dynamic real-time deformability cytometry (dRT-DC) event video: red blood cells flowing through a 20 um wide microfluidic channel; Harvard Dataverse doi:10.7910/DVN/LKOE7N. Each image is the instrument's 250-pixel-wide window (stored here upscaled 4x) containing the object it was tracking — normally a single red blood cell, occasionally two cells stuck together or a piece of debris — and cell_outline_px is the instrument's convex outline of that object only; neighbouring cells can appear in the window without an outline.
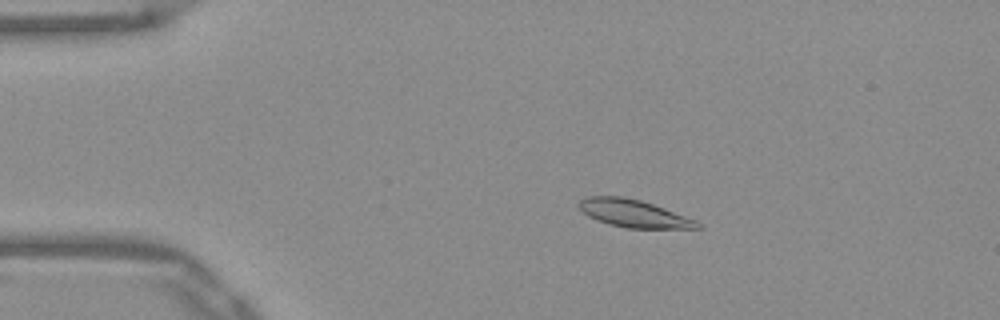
{"species": "Egyptian fruit bat (a non-hibernating species)", "species_latin": "Rousettus aegyptiacus", "temperature_condition": "warm", "stored_images_in_passage": 52, "camera_frame_rate_fps": 3000, "um_per_image_px": 0.085, "frame": {"image": 1, "passage_image": 10, "time_ms": 3.0, "image_size_px": [1000, 320], "cell_outline_px": [[704, 228], [628, 228], [608, 224], [596, 220], [588, 216], [576, 204], [580, 200], [588, 196], [624, 196], [640, 200], [664, 208], [696, 220]], "centroid_in_image_um": [53.84, 18.14], "position_along_channel_um": 31.2, "area_um2": 18.96}}
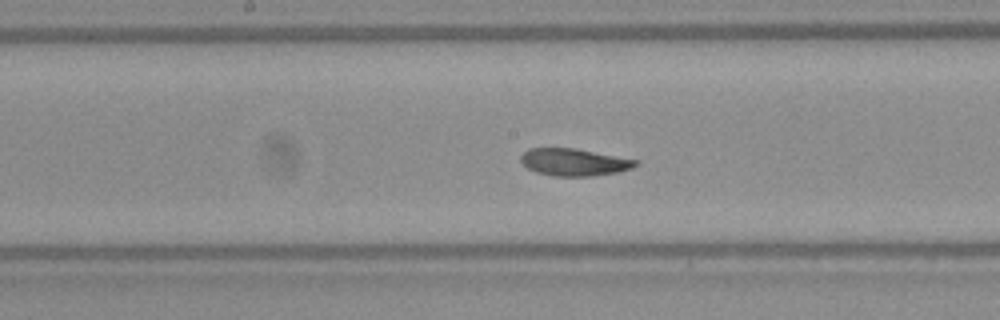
{"frame": {"image": 2, "passage_image": 27, "time_ms": 8.667, "image_size_px": [1000, 320], "cell_outline_px": [[640, 164], [632, 168], [616, 172], [592, 176], [552, 176], [536, 172], [528, 168], [520, 160], [520, 156], [528, 148], [576, 148], [640, 160]], "centroid_in_image_um": [48.83, 13.78], "position_along_channel_um": 199.4, "area_um2": 18.38}}
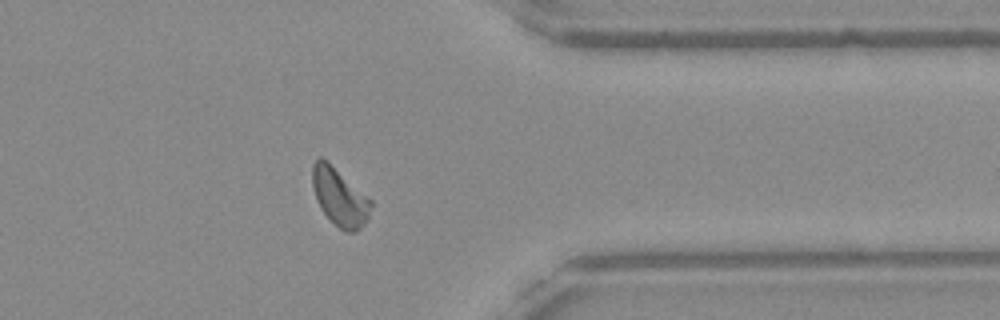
{"frame": {"image": 3, "passage_image": 42, "time_ms": 13.667, "image_size_px": [1000, 320], "cell_outline_px": [[372, 204], [368, 216], [364, 224], [356, 232], [348, 232], [340, 228], [320, 208], [312, 184], [312, 164], [320, 156], [328, 160], [372, 200]], "centroid_in_image_um": [28.87, 16.7], "position_along_channel_um": 382.5, "area_um2": 19.54}, "authors_computed_cell_mechanics": {"area_um2": 19.0162, "velocity_mm_per_s": 3.8847, "shape_relaxation_time_tau1_ms": 3.1877, "shape_relaxation_time_tau2_ms": 1.6765, "deformation_change_tau1": 0.1154, "deformation_change_tau2": 0.0631}}